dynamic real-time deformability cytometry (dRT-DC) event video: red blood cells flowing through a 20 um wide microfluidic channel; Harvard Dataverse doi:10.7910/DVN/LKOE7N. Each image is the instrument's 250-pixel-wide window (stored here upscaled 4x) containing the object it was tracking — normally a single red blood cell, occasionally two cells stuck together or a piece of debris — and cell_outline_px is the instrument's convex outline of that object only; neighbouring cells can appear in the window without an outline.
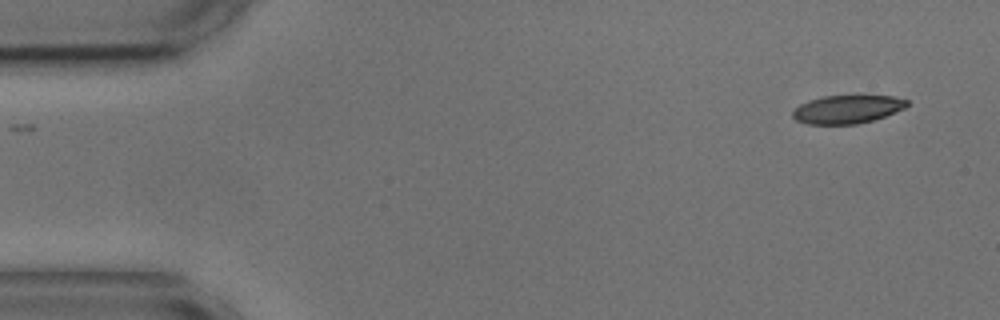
{"species": "common noctule bat (a hibernating species)", "species_latin": "Nyctalus noctula", "temperature_condition": "cold", "stored_images_in_passage": 53, "camera_frame_rate_fps": 3000, "um_per_image_px": 0.085, "animal": {"sex": "male", "body_mass_g": 17.9, "forearm_length_mm": 54.2}, "frame": {"image": 1, "passage_image": 1, "time_ms": 0.0, "image_size_px": [1000, 320], "cell_outline_px": [[908, 104], [904, 108], [884, 116], [872, 120], [856, 124], [808, 124], [796, 120], [792, 116], [792, 112], [800, 104], [808, 100], [824, 96], [892, 96], [908, 100]], "centroid_in_image_um": [71.99, 9.29], "position_along_channel_um": 13.0, "area_um2": 18.61}}
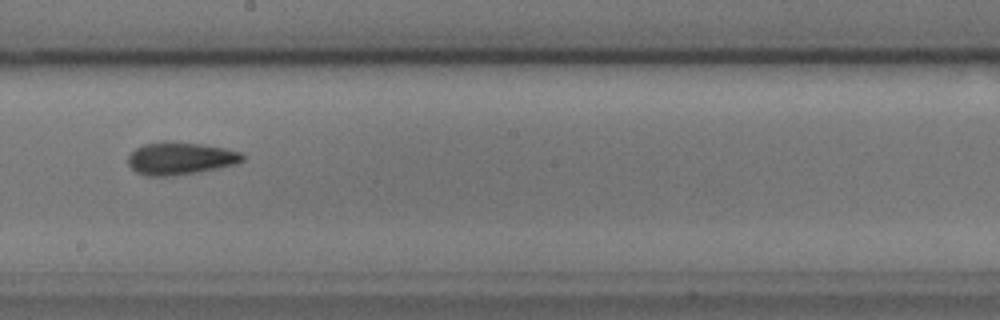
{"frame": {"image": 2, "passage_image": 28, "time_ms": 9.0, "image_size_px": [1000, 320], "cell_outline_px": [[244, 160], [236, 164], [196, 172], [168, 176], [148, 176], [136, 172], [128, 164], [128, 156], [136, 148], [144, 144], [164, 140], [200, 144], [224, 148], [240, 152], [244, 156]], "centroid_in_image_um": [15.3, 13.45], "position_along_channel_um": 232.9, "area_um2": 21.56}}
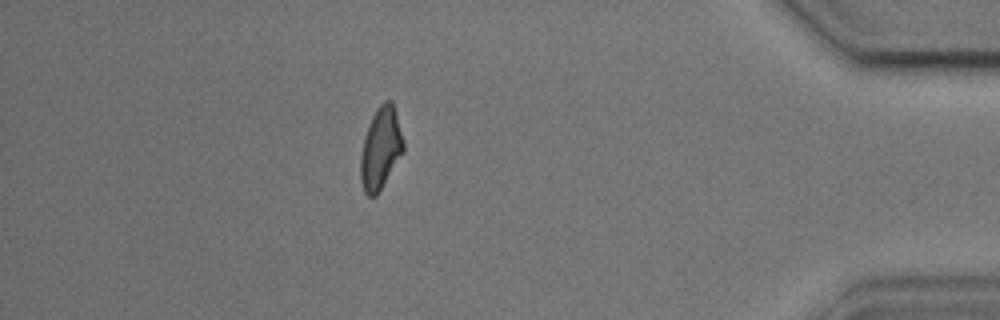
{"frame": {"image": 3, "passage_image": 46, "time_ms": 15.0, "image_size_px": [1000, 320], "cell_outline_px": [[404, 152], [376, 196], [368, 196], [364, 192], [360, 180], [360, 156], [364, 136], [368, 124], [376, 108], [384, 100], [392, 100], [396, 112], [404, 140]], "centroid_in_image_um": [32.35, 12.59], "position_along_channel_um": 402.8, "area_um2": 20.69}, "authors_computed_cell_mechanics": {"area_um2": 20.4612, "velocity_mm_per_s": 3.593, "shape_relaxation_time_tau1_ms": 5.9056, "shape_relaxation_time_tau2_ms": 2.8632, "deformation_change_tau1": 0.182, "deformation_change_tau2": 0.1095}}